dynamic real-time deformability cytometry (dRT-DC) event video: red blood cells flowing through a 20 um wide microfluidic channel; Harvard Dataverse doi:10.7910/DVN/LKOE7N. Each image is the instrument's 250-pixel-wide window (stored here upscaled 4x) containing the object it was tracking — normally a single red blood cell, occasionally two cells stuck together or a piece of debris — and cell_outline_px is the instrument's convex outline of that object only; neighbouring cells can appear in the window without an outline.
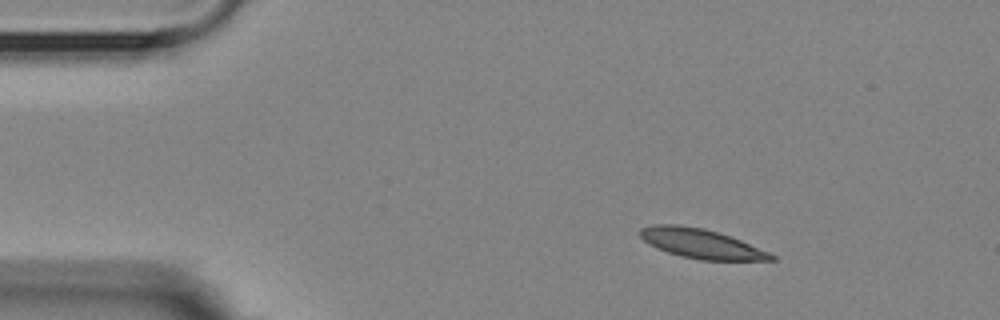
{"species": "Egyptian fruit bat (a non-hibernating species)", "species_latin": "Rousettus aegyptiacus", "temperature_condition": "room temperature", "stored_images_in_passage": 4, "camera_frame_rate_fps": 3000, "um_per_image_px": 0.085, "animal": {"sex": "female"}, "frame": {"image": 1, "passage_image": 2, "time_ms": 1.0, "image_size_px": [1000, 320], "cell_outline_px": [[776, 260], [700, 260], [668, 252], [656, 248], [648, 244], [640, 236], [640, 228], [652, 224], [676, 224], [704, 228], [740, 240], [768, 252], [776, 256]], "centroid_in_image_um": [59.55, 20.7], "position_along_channel_um": 25.4, "area_um2": 22.25}}
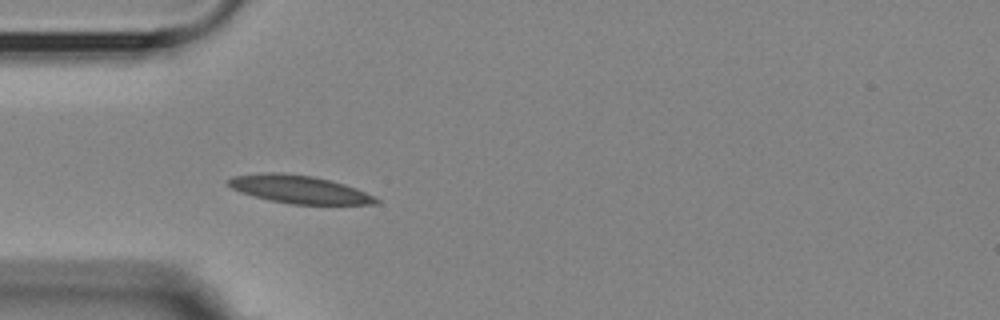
{"frame": {"image": 2, "passage_image": 4, "time_ms": 3.667, "image_size_px": [1000, 320], "cell_outline_px": [[380, 204], [292, 204], [272, 200], [240, 192], [232, 188], [224, 180], [232, 176], [264, 172], [280, 172], [312, 176], [332, 180], [356, 188], [380, 200]], "centroid_in_image_um": [25.4, 16.08], "position_along_channel_um": 59.6, "area_um2": 23.93}}